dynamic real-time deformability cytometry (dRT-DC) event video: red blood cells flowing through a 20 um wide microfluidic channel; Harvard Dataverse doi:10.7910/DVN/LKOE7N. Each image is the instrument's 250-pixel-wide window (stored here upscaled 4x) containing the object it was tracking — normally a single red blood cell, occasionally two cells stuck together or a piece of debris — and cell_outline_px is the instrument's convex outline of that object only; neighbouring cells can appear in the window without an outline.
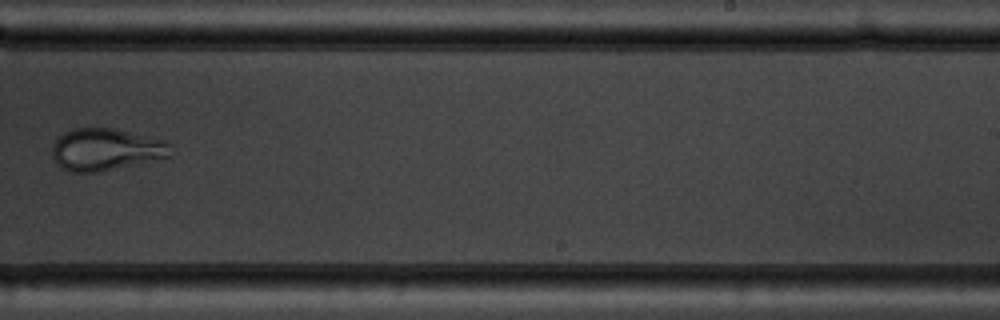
{"species": "common noctule bat (a hibernating species)", "species_latin": "Nyctalus noctula", "temperature_condition": "warm", "stored_images_in_passage": 7, "camera_frame_rate_fps": 3000, "um_per_image_px": 0.085, "animal": {"sex": "male", "body_mass_g": 19.5, "forearm_length_mm": 54.6}, "frame": {"image": 1, "passage_image": 6, "time_ms": 6.0, "image_size_px": [1000, 320], "cell_outline_px": [[172, 156], [100, 172], [72, 172], [56, 164], [52, 156], [52, 144], [64, 132], [72, 128], [112, 128], [168, 140], [172, 144]], "centroid_in_image_um": [9.04, 12.7], "position_along_channel_um": 280.0, "area_um2": 29.36}}